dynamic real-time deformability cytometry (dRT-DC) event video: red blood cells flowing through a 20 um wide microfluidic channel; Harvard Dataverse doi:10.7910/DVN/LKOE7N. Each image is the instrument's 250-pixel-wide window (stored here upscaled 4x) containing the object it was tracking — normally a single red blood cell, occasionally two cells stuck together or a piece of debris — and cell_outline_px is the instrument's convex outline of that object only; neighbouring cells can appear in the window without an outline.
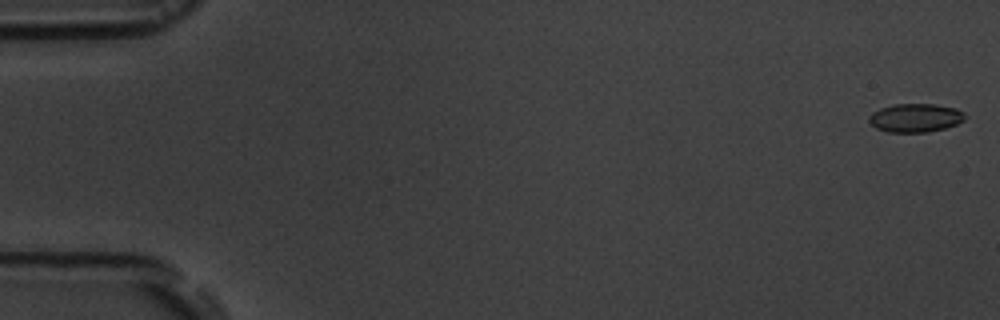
{"species": "common noctule bat (a hibernating species)", "species_latin": "Nyctalus noctula", "temperature_condition": "room temperature", "stored_images_in_passage": 8, "camera_frame_rate_fps": 3000, "um_per_image_px": 0.085, "animal": {"sex": "male", "body_mass_g": 19.5, "forearm_length_mm": 54.6}, "frame": {"image": 1, "passage_image": 1, "time_ms": 0.0, "image_size_px": [1000, 320], "cell_outline_px": [[968, 116], [964, 120], [956, 124], [944, 128], [928, 132], [888, 132], [876, 128], [868, 120], [868, 116], [872, 112], [880, 108], [892, 104], [932, 104], [956, 108], [964, 112]], "centroid_in_image_um": [77.81, 10.01], "position_along_channel_um": 7.2, "area_um2": 16.07}}
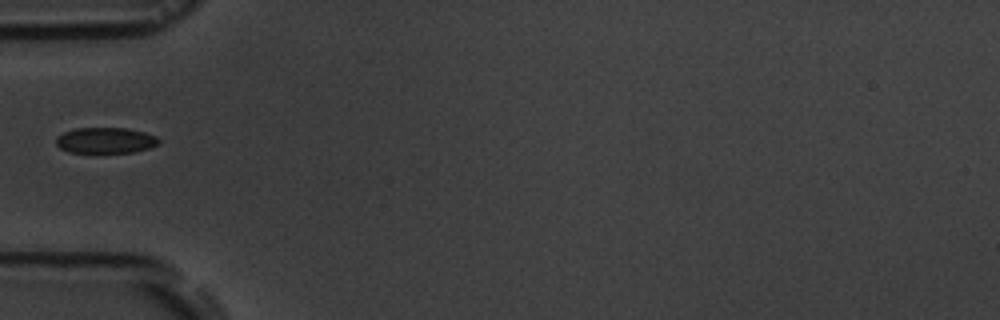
{"frame": {"image": 2, "passage_image": 6, "time_ms": 6.0, "image_size_px": [1000, 320], "cell_outline_px": [[160, 144], [148, 148], [132, 152], [68, 152], [60, 148], [56, 144], [56, 136], [64, 132], [76, 128], [128, 128], [144, 132], [156, 136], [160, 140]], "centroid_in_image_um": [8.97, 11.92], "position_along_channel_um": 76.0, "area_um2": 15.43}}
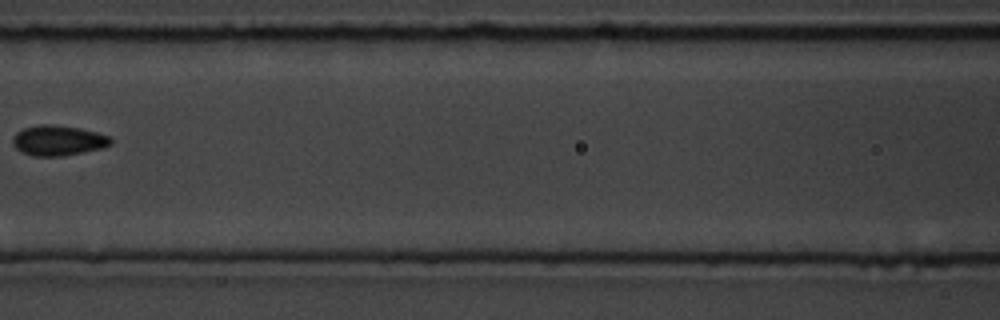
{"frame": {"image": 3, "passage_image": 8, "time_ms": 8.333, "image_size_px": [1000, 320], "cell_outline_px": [[112, 144], [104, 148], [60, 156], [32, 156], [16, 148], [12, 144], [12, 136], [16, 132], [24, 128], [40, 124], [48, 124], [80, 128], [96, 132], [108, 136], [112, 140]], "centroid_in_image_um": [4.93, 11.94], "position_along_channel_um": 161.7, "area_um2": 17.22}}